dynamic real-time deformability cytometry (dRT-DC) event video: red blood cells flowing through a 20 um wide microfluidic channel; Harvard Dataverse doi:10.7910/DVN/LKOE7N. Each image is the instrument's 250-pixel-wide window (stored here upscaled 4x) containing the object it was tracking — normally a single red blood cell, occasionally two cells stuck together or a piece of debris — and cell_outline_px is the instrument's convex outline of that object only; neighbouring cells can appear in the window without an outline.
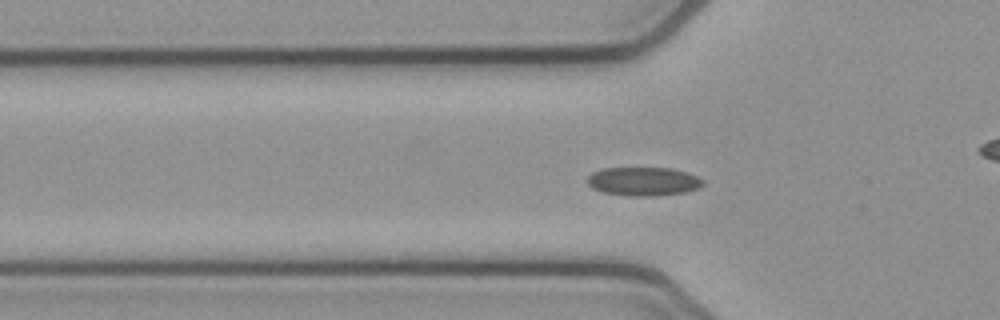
{"species": "common noctule bat (a hibernating species)", "species_latin": "Nyctalus noctula", "temperature_condition": "cold", "stored_images_in_passage": 41, "camera_frame_rate_fps": 3000, "um_per_image_px": 0.085, "animal": {"sex": "female", "body_mass_g": 21.9}, "frame": {"image": 1, "passage_image": 4, "time_ms": 1.0, "image_size_px": [1000, 320], "cell_outline_px": [[704, 184], [700, 188], [688, 192], [652, 196], [628, 196], [604, 192], [592, 188], [588, 184], [588, 176], [592, 172], [604, 168], [672, 168], [688, 172], [704, 180]], "centroid_in_image_um": [54.73, 15.42], "position_along_channel_um": 71.1, "area_um2": 19.48}}
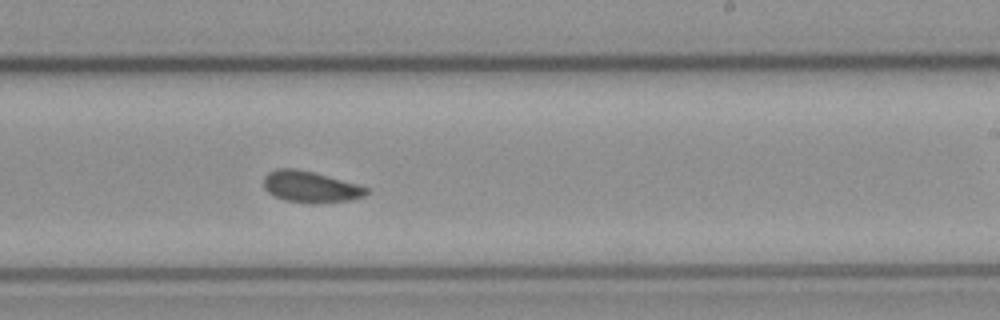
{"frame": {"image": 2, "passage_image": 19, "time_ms": 6.0, "image_size_px": [1000, 320], "cell_outline_px": [[372, 188], [364, 196], [348, 200], [312, 204], [284, 200], [268, 192], [264, 188], [264, 176], [268, 172], [276, 168], [296, 168], [312, 172]], "centroid_in_image_um": [26.38, 15.88], "position_along_channel_um": 262.6, "area_um2": 18.73}}
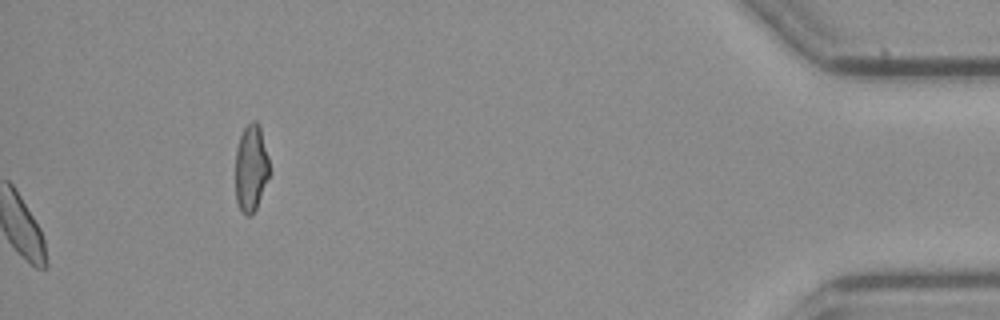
{"frame": {"image": 3, "passage_image": 41, "time_ms": 13.333, "image_size_px": [1000, 320], "cell_outline_px": [[268, 176], [256, 208], [252, 216], [244, 216], [236, 200], [236, 148], [240, 136], [244, 128], [252, 120], [256, 120], [260, 128], [268, 156]], "centroid_in_image_um": [21.31, 14.29], "position_along_channel_um": 413.9, "area_um2": 16.94}, "authors_computed_cell_mechanics": {"area_um2": 18.6694, "velocity_mm_per_s": 3.8139, "shape_relaxation_time_tau1_ms": null, "shape_relaxation_time_tau2_ms": 8.0593, "deformation_change_tau1": null, "deformation_change_tau2": 0.0799}}